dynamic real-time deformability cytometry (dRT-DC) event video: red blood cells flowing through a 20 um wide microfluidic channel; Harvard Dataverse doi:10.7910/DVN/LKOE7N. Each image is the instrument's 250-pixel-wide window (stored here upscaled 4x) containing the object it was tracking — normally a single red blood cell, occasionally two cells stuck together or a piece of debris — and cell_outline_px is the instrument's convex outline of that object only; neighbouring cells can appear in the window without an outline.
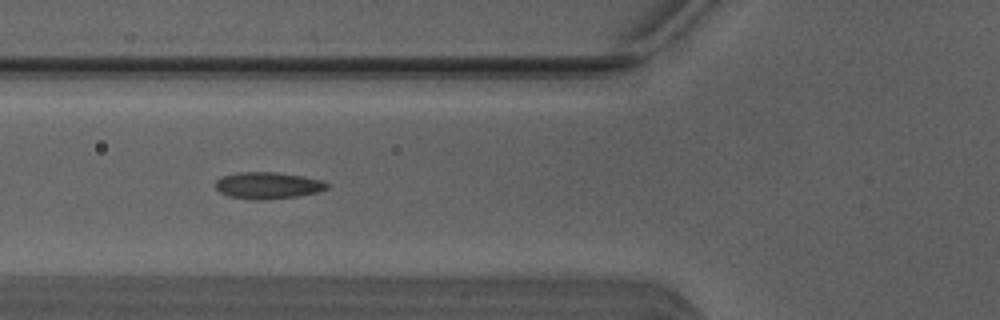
{"species": "Egyptian fruit bat (a non-hibernating species)", "species_latin": "Rousettus aegyptiacus", "temperature_condition": "warm", "stored_images_in_passage": 36, "camera_frame_rate_fps": 3000, "um_per_image_px": 0.085, "animal": {"sex": "male"}, "frame": {"image": 1, "passage_image": 6, "time_ms": 1.667, "image_size_px": [1000, 320], "cell_outline_px": [[328, 188], [316, 192], [300, 196], [268, 200], [252, 200], [228, 196], [220, 192], [216, 188], [216, 180], [220, 176], [240, 172], [276, 172], [304, 176], [324, 180], [328, 184]], "centroid_in_image_um": [22.77, 15.77], "position_along_channel_um": 103.0, "area_um2": 17.63}, "authors_computed_cell_mechanics": {"area_um2": 16.3285, "velocity_mm_per_s": 4.1294, "shape_relaxation_time_tau1_ms": 5.9148, "shape_relaxation_time_tau2_ms": 1.1016, "deformation_change_tau1": 0.169, "deformation_change_tau2": 0.0762}}